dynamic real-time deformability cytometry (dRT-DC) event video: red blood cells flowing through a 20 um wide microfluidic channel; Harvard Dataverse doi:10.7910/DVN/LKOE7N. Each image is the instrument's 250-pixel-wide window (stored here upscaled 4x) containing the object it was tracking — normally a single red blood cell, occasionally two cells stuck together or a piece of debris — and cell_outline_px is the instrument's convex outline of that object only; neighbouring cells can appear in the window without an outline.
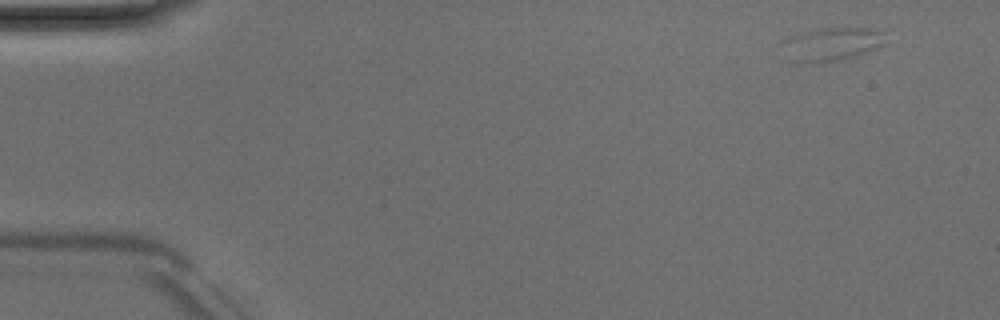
{"species": "Egyptian fruit bat (a non-hibernating species)", "species_latin": "Rousettus aegyptiacus", "temperature_condition": "room temperature", "stored_images_in_passage": 5, "camera_frame_rate_fps": 3000, "um_per_image_px": 0.085, "animal": {"sex": "male"}, "frame": {"image": 1, "passage_image": 1, "time_ms": 0.0, "image_size_px": [1000, 320], "cell_outline_px": [[880, 44], [872, 48], [836, 60], [812, 64], [804, 64], [788, 60], [780, 44], [780, 40], [800, 32], [816, 28], [868, 28], [880, 32]], "centroid_in_image_um": [70.41, 3.75], "position_along_channel_um": 14.6, "area_um2": 19.54}}